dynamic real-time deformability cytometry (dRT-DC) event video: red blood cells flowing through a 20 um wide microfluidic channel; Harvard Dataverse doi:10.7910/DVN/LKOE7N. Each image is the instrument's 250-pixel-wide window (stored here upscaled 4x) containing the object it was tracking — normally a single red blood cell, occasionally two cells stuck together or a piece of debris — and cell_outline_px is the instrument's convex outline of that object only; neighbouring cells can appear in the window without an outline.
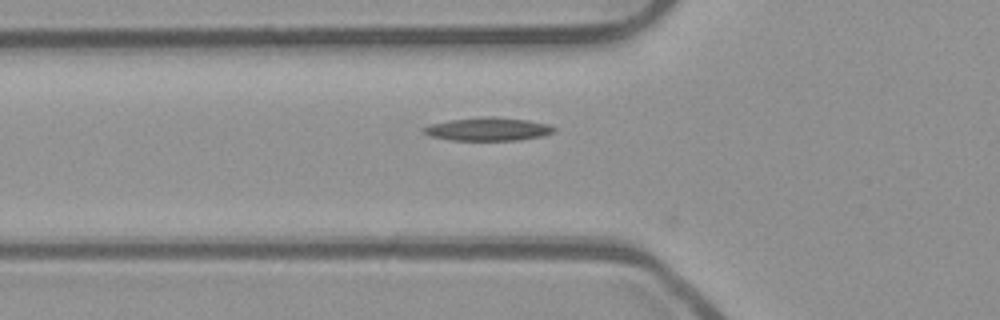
{"species": "common noctule bat (a hibernating species)", "species_latin": "Nyctalus noctula", "temperature_condition": "room temperature", "stored_images_in_passage": 5, "camera_frame_rate_fps": 3000, "um_per_image_px": 0.085, "animal": {"sex": "male", "body_mass_g": 23.1, "forearm_length_mm": 52.7}, "frame": {"image": 1, "passage_image": 3, "time_ms": 0.667, "image_size_px": [1000, 320], "cell_outline_px": [[556, 132], [540, 136], [520, 140], [448, 140], [432, 136], [424, 132], [424, 128], [428, 124], [452, 120], [480, 116], [496, 116], [528, 120], [548, 124], [556, 128]], "centroid_in_image_um": [41.52, 10.96], "position_along_channel_um": 84.3, "area_um2": 17.69}}